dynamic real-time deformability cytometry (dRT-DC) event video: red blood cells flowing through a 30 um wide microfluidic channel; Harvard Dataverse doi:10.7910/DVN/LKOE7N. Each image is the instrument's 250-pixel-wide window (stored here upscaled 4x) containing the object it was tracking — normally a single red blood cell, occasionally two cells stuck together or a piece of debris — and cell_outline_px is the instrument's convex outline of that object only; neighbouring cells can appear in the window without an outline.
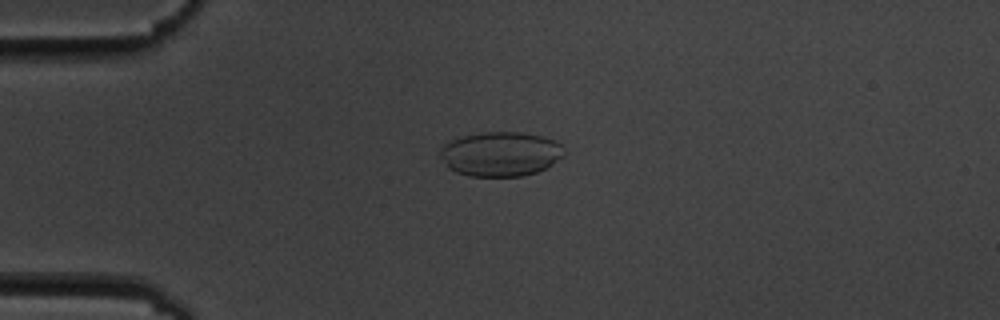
{"species": "common noctule bat (a hibernating species)", "species_latin": "Nyctalus noctula", "temperature_condition": "cold", "stored_images_in_passage": 2, "camera_frame_rate_fps": 3000, "um_per_image_px": 0.085, "animal": {"sex": "male", "body_mass_g": 19.5, "forearm_length_mm": 54.6}, "frame": {"image": 1, "passage_image": 1, "time_ms": 0.0, "image_size_px": [1000, 320], "cell_outline_px": [[564, 156], [552, 164], [536, 172], [520, 176], [468, 176], [456, 172], [448, 168], [440, 156], [440, 148], [444, 144], [452, 140], [464, 136], [484, 132], [524, 132], [544, 136], [556, 140], [564, 148]], "centroid_in_image_um": [42.56, 13.08], "position_along_channel_um": 42.4, "area_um2": 32.25}}